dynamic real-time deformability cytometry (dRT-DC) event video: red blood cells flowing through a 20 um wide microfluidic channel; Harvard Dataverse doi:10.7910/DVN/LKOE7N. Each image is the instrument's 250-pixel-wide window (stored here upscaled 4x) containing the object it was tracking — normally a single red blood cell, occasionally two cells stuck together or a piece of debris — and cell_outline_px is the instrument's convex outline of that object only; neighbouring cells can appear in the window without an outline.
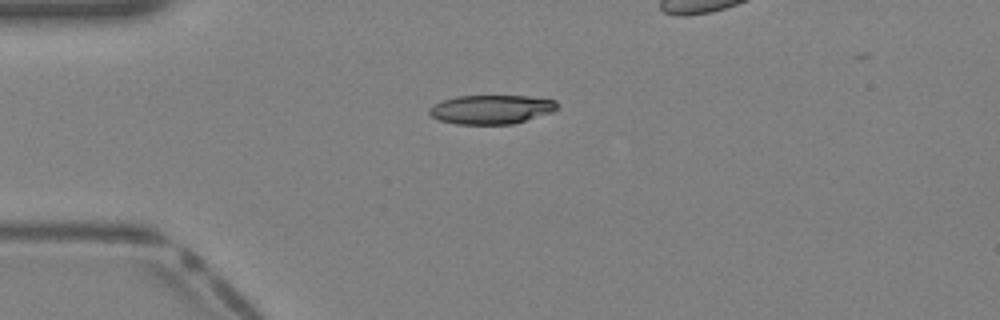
{"species": "Egyptian fruit bat (a non-hibernating species)", "species_latin": "Rousettus aegyptiacus", "temperature_condition": "warm", "stored_images_in_passage": 26, "camera_frame_rate_fps": 3000, "um_per_image_px": 0.085, "animal": {"sex": "female"}, "frame": {"image": 1, "passage_image": 1, "time_ms": 0.0, "image_size_px": [1000, 320], "cell_outline_px": [[560, 104], [552, 112], [512, 124], [456, 124], [440, 120], [432, 116], [428, 112], [428, 108], [432, 104], [456, 96], [528, 96], [556, 100]], "centroid_in_image_um": [41.75, 9.29], "position_along_channel_um": 43.3, "area_um2": 21.62}}
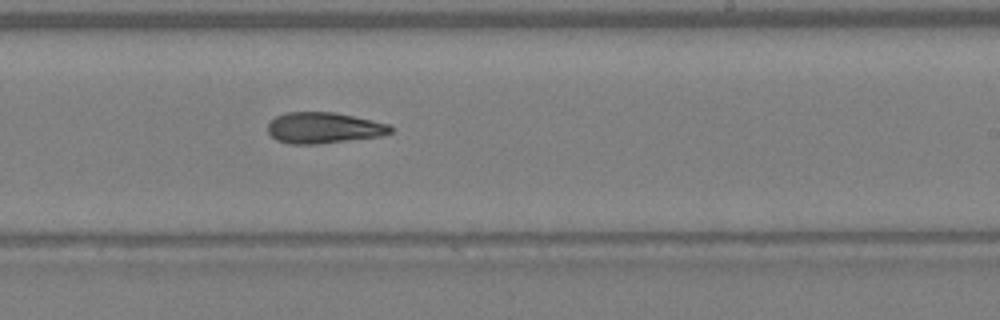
{"frame": {"image": 2, "passage_image": 15, "time_ms": 4.667, "image_size_px": [1000, 320], "cell_outline_px": [[392, 132], [380, 136], [316, 144], [292, 144], [276, 140], [268, 132], [268, 124], [276, 116], [284, 112], [332, 112], [372, 120], [388, 124], [392, 128]], "centroid_in_image_um": [27.48, 10.86], "position_along_channel_um": 261.5, "area_um2": 21.96}}
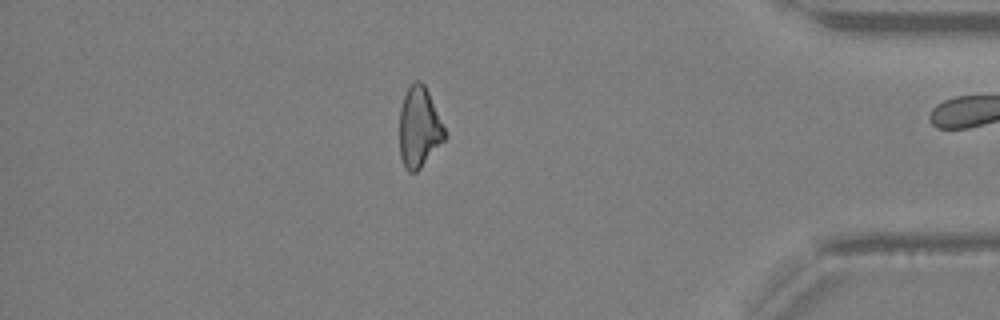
{"frame": {"image": 3, "passage_image": 25, "time_ms": 8.0, "image_size_px": [1000, 320], "cell_outline_px": [[448, 136], [420, 168], [416, 172], [408, 172], [404, 168], [400, 156], [400, 108], [404, 96], [408, 88], [416, 80], [420, 80], [424, 84], [428, 92]], "centroid_in_image_um": [35.62, 10.85], "position_along_channel_um": 399.6, "area_um2": 21.04}}